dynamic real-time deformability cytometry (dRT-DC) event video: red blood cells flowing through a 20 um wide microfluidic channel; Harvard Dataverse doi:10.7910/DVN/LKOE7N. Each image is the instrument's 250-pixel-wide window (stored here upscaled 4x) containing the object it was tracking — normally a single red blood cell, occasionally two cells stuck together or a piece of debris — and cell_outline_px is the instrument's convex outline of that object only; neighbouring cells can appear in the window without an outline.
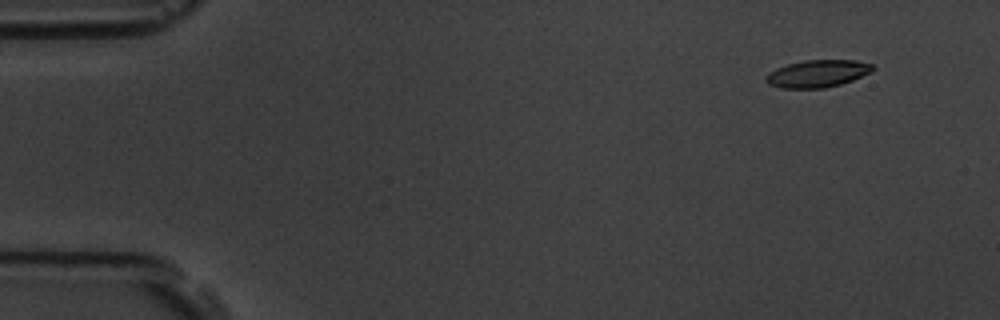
{"species": "common noctule bat (a hibernating species)", "species_latin": "Nyctalus noctula", "temperature_condition": "room temperature", "stored_images_in_passage": 6, "segment_of_instrument_passage": [2, 2], "camera_frame_rate_fps": 3000, "um_per_image_px": 0.085, "animal": {"sex": "male", "body_mass_g": 19.5, "forearm_length_mm": 54.6}, "frame": {"image": 1, "passage_image": 6, "time_ms": 6.667, "image_size_px": [1000, 320], "cell_outline_px": [[876, 68], [872, 72], [852, 80], [840, 84], [824, 88], [780, 88], [768, 84], [764, 80], [768, 72], [776, 68], [788, 64], [804, 60], [856, 60], [872, 64]], "centroid_in_image_um": [69.48, 6.25], "position_along_channel_um": 15.5, "area_um2": 17.11}}